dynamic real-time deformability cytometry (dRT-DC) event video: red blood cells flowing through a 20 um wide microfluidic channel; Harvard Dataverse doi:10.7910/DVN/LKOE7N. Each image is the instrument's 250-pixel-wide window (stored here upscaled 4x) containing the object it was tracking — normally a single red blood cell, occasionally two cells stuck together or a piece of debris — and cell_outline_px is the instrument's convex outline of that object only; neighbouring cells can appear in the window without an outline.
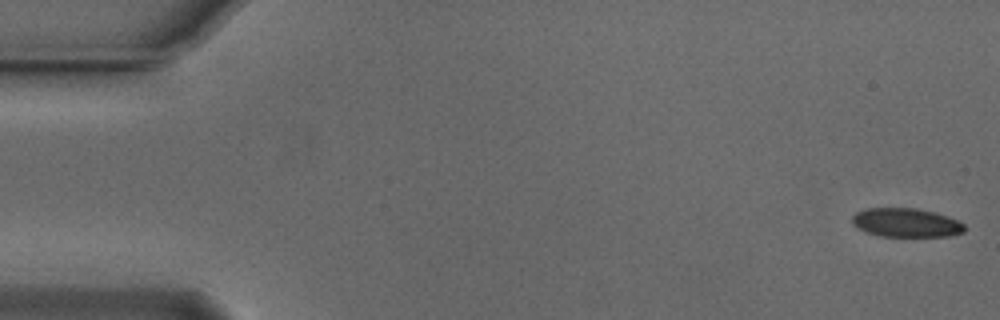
{"species": "Egyptian fruit bat (a non-hibernating species)", "species_latin": "Rousettus aegyptiacus", "temperature_condition": "cold", "stored_images_in_passage": 3, "camera_frame_rate_fps": 3000, "um_per_image_px": 0.085, "animal": {"sex": "male"}, "frame": {"image": 1, "passage_image": 1, "time_ms": 0.0, "image_size_px": [1000, 320], "cell_outline_px": [[964, 232], [952, 236], [880, 236], [856, 228], [852, 224], [852, 216], [856, 212], [868, 208], [916, 208], [948, 216], [964, 224]], "centroid_in_image_um": [77.0, 18.93], "position_along_channel_um": 8.0, "area_um2": 18.84}}